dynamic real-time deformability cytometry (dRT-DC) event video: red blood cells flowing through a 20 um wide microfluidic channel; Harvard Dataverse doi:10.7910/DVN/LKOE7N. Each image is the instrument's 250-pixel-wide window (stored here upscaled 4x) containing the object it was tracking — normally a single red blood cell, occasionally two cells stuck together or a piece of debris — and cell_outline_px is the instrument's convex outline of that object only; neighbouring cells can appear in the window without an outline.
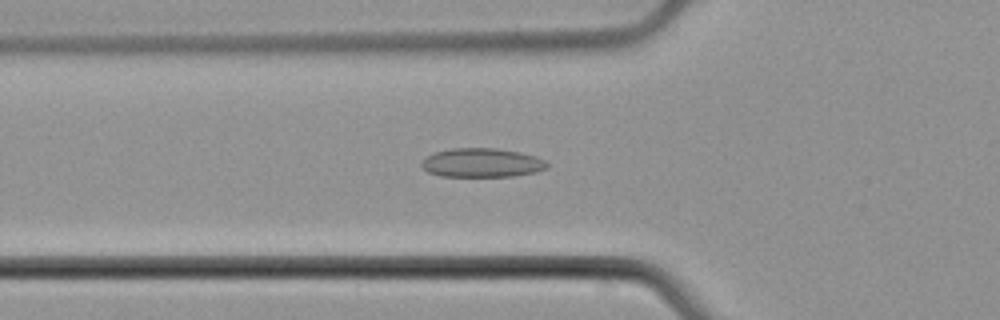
{"species": "common noctule bat (a hibernating species)", "species_latin": "Nyctalus noctula", "temperature_condition": "cold", "stored_images_in_passage": 55, "camera_frame_rate_fps": 3000, "um_per_image_px": 0.085, "animal": {"sex": "male", "body_mass_g": 21.5, "forearm_length_mm": 52.0}, "frame": {"image": 1, "passage_image": 20, "time_ms": 6.333, "image_size_px": [1000, 320], "cell_outline_px": [[548, 168], [536, 172], [512, 176], [440, 176], [428, 172], [420, 164], [432, 152], [452, 148], [496, 148], [520, 152], [536, 156], [544, 160], [548, 164]], "centroid_in_image_um": [40.97, 13.83], "position_along_channel_um": 84.8, "area_um2": 21.21}}
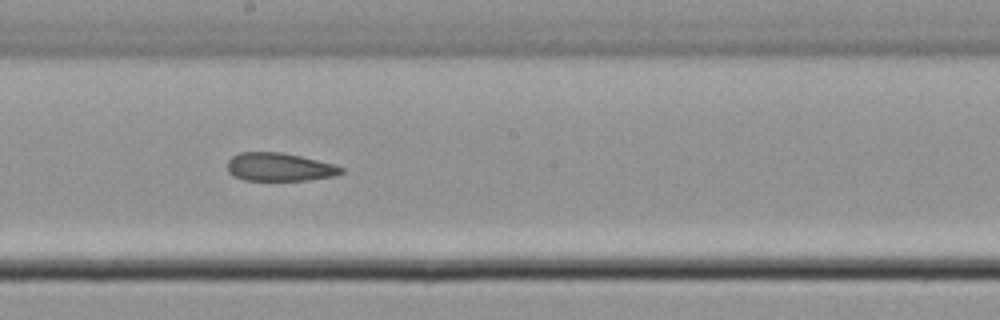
{"frame": {"image": 2, "passage_image": 31, "time_ms": 10.0, "image_size_px": [1000, 320], "cell_outline_px": [[344, 172], [336, 176], [308, 180], [244, 180], [232, 176], [228, 172], [228, 160], [232, 156], [240, 152], [280, 152], [300, 156], [332, 164], [344, 168]], "centroid_in_image_um": [23.73, 14.2], "position_along_channel_um": 224.5, "area_um2": 18.73}}
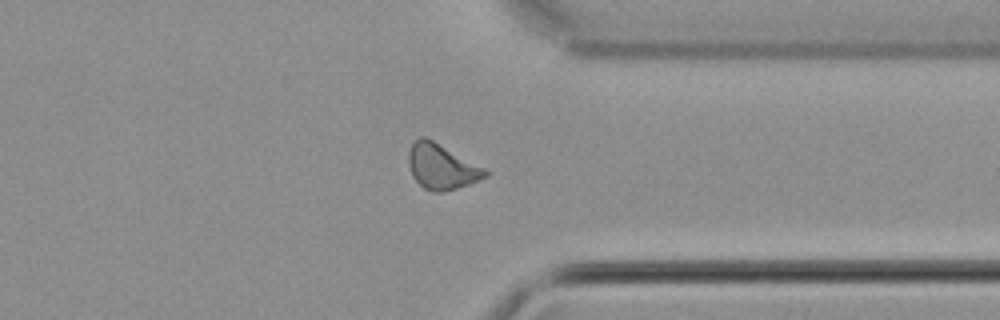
{"frame": {"image": 3, "passage_image": 43, "time_ms": 14.0, "image_size_px": [1000, 320], "cell_outline_px": [[488, 176], [468, 184], [456, 188], [440, 192], [432, 192], [424, 188], [412, 176], [408, 164], [408, 152], [412, 144], [420, 136], [424, 136], [432, 140], [484, 168], [488, 172]], "centroid_in_image_um": [37.5, 14.17], "position_along_channel_um": 373.9, "area_um2": 19.83}, "authors_computed_cell_mechanics": {"area_um2": 19.9988, "velocity_mm_per_s": 3.8063, "shape_relaxation_time_tau1_ms": null, "shape_relaxation_time_tau2_ms": 7.605, "deformation_change_tau1": null, "deformation_change_tau2": 0.1717}}